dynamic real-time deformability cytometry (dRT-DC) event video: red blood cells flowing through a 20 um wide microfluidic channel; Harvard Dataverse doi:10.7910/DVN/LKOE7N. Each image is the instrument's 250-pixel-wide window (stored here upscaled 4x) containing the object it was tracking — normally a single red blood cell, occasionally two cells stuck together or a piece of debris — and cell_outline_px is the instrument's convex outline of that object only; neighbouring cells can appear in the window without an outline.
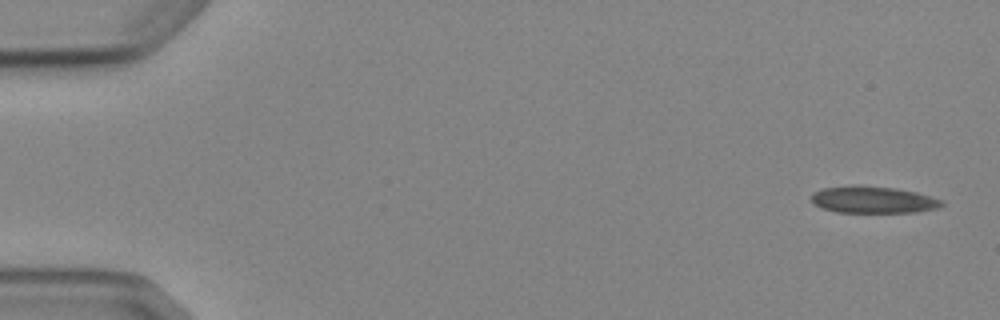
{"species": "Egyptian fruit bat (a non-hibernating species)", "species_latin": "Rousettus aegyptiacus", "temperature_condition": "cold", "stored_images_in_passage": 5, "camera_frame_rate_fps": 3000, "um_per_image_px": 0.085, "animal": {"sex": "female"}, "frame": {"image": 1, "passage_image": 1, "time_ms": 0.0, "image_size_px": [1000, 320], "cell_outline_px": [[944, 204], [940, 208], [916, 212], [836, 212], [812, 204], [812, 192], [824, 188], [896, 188], [916, 192], [944, 200]], "centroid_in_image_um": [74.3, 17.02], "position_along_channel_um": 10.7, "area_um2": 19.59}}
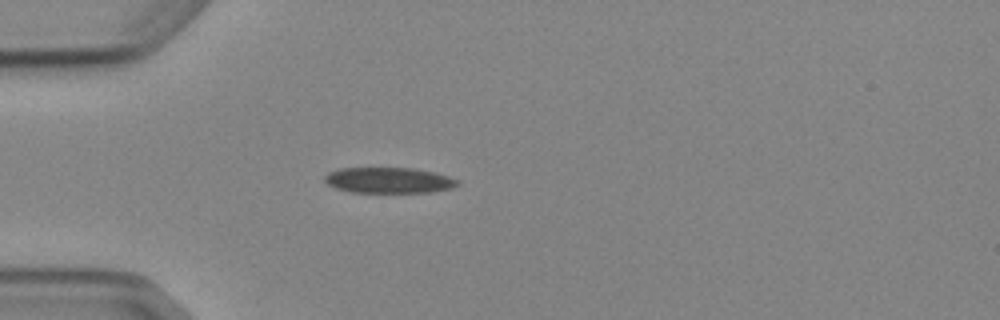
{"frame": {"image": 2, "passage_image": 4, "time_ms": 4.333, "image_size_px": [1000, 320], "cell_outline_px": [[460, 184], [452, 188], [432, 192], [352, 192], [336, 188], [328, 184], [324, 180], [324, 176], [328, 172], [340, 168], [412, 168], [432, 172], [448, 176], [460, 180]], "centroid_in_image_um": [33.06, 15.32], "position_along_channel_um": 51.9, "area_um2": 19.88}}